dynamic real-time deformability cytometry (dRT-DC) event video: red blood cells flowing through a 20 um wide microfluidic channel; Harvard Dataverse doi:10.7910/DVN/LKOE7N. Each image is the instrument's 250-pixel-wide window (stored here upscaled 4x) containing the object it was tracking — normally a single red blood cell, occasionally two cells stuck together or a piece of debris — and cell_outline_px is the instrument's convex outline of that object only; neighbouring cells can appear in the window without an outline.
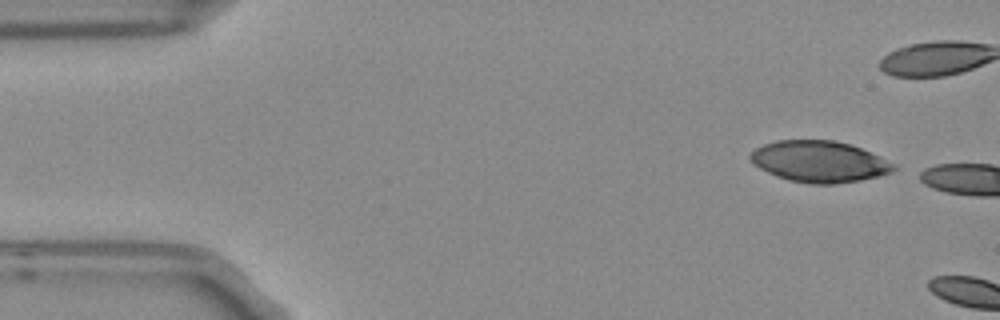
{"species": "Egyptian fruit bat (a non-hibernating species)", "species_latin": "Rousettus aegyptiacus", "temperature_condition": "room temperature", "stored_images_in_passage": 2, "camera_frame_rate_fps": 3000, "um_per_image_px": 0.085, "frame": {"image": 1, "passage_image": 1, "time_ms": 0.0, "image_size_px": [1000, 320], "cell_outline_px": [[900, 168], [892, 172], [860, 180], [832, 184], [808, 184], [788, 180], [776, 176], [752, 164], [748, 156], [756, 148], [764, 144], [776, 140], [832, 140], [848, 144], [860, 148], [896, 164]], "centroid_in_image_um": [69.62, 13.74], "position_along_channel_um": 15.4, "area_um2": 34.45}}